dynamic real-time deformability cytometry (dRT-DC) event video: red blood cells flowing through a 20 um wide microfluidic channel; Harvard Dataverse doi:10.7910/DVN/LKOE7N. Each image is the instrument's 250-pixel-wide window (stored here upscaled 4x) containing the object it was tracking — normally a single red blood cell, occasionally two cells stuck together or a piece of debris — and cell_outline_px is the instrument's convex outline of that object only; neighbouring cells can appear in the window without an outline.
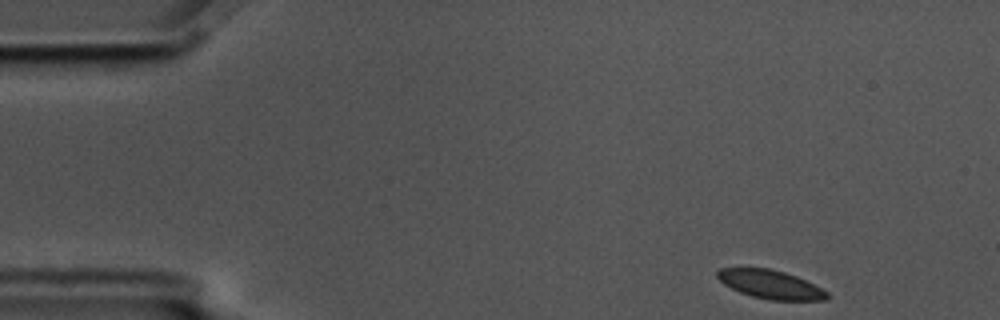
{"species": "common noctule bat (a hibernating species)", "species_latin": "Nyctalus noctula", "temperature_condition": "cold", "stored_images_in_passage": 52, "camera_frame_rate_fps": 3000, "um_per_image_px": 0.085, "animal": {"sex": "male", "body_mass_g": 17.5, "forearm_length_mm": 52.3}, "frame": {"image": 1, "passage_image": 1, "time_ms": 0.0, "image_size_px": [1000, 320], "cell_outline_px": [[832, 296], [828, 300], [772, 300], [752, 296], [740, 292], [724, 284], [716, 276], [716, 272], [720, 268], [768, 268], [784, 272], [796, 276], [828, 292]], "centroid_in_image_um": [65.51, 24.18], "position_along_channel_um": 19.5, "area_um2": 18.15}}
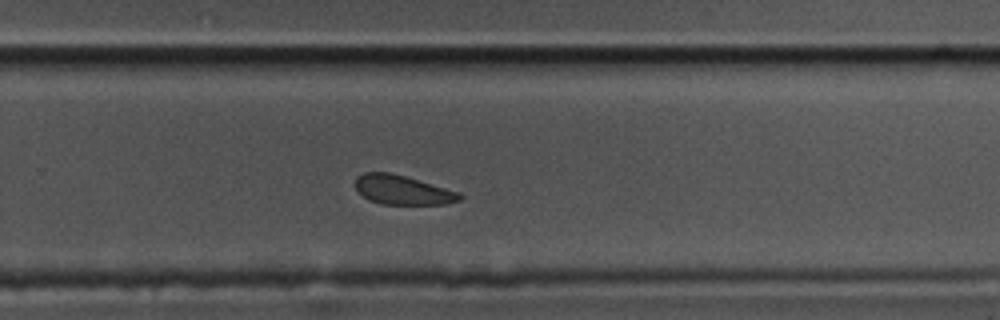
{"frame": {"image": 2, "passage_image": 32, "time_ms": 10.333, "image_size_px": [1000, 320], "cell_outline_px": [[464, 196], [460, 200], [444, 204], [380, 204], [368, 200], [356, 188], [356, 176], [364, 172], [388, 172], [404, 176], [460, 192]], "centroid_in_image_um": [34.22, 16.15], "position_along_channel_um": 295.6, "area_um2": 17.69}}
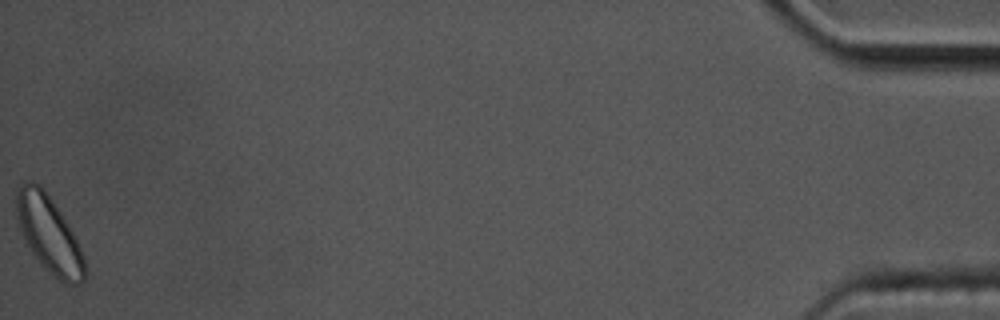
{"frame": {"image": 3, "passage_image": 52, "time_ms": 17.0, "image_size_px": [1000, 320], "cell_outline_px": [[84, 280], [80, 284], [64, 284], [32, 252], [20, 228], [16, 212], [16, 192], [20, 184], [24, 180], [32, 180], [40, 184], [44, 188], [60, 212], [72, 232], [84, 256]], "centroid_in_image_um": [4.15, 19.83], "position_along_channel_um": 431.1, "area_um2": 29.59}}